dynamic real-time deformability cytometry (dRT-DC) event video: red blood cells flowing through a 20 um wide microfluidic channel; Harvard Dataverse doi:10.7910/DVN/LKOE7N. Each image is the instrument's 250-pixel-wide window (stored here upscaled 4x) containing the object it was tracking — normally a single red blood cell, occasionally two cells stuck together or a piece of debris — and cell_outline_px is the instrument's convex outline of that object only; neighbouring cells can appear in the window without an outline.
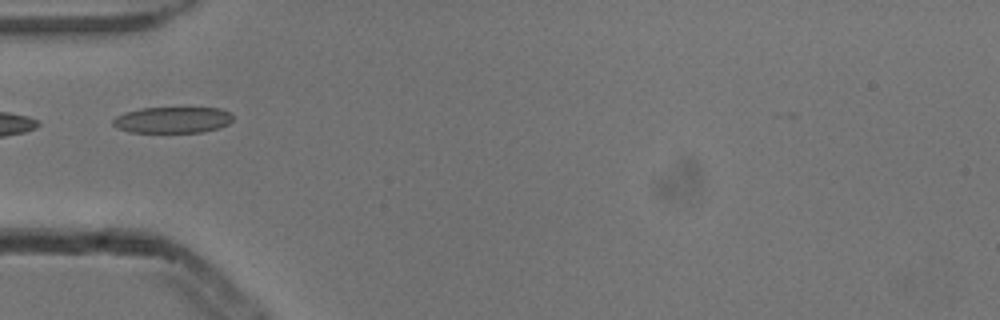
{"species": "common noctule bat (a hibernating species)", "species_latin": "Nyctalus noctula", "temperature_condition": "cold", "stored_images_in_passage": 5, "camera_frame_rate_fps": 3000, "um_per_image_px": 0.085, "animal": {"sex": "male", "body_mass_g": 13.3}, "frame": {"image": 1, "passage_image": 5, "time_ms": 1.333, "image_size_px": [1000, 320], "cell_outline_px": [[232, 120], [228, 124], [220, 128], [200, 132], [132, 132], [116, 128], [112, 124], [112, 120], [116, 116], [124, 112], [140, 108], [220, 108], [232, 112]], "centroid_in_image_um": [14.67, 10.19], "position_along_channel_um": 70.3, "area_um2": 18.44}}